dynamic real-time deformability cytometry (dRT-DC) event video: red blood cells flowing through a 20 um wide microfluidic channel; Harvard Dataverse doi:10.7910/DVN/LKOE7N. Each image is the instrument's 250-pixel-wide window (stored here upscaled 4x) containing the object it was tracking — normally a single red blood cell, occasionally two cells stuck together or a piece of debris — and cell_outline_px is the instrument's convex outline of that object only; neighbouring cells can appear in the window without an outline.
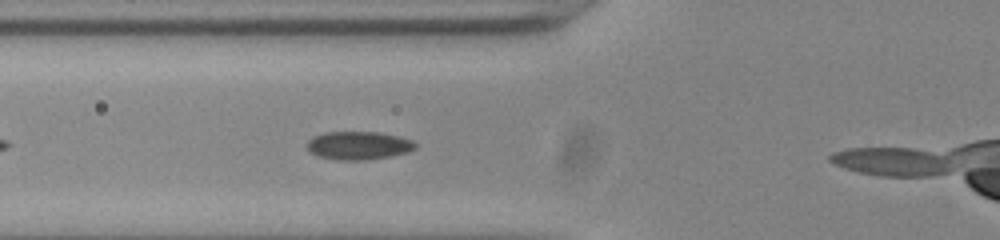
{"species": "common noctule bat (a hibernating species)", "species_latin": "Nyctalus noctula", "temperature_condition": "room temperature", "stored_images_in_passage": 30, "camera_frame_rate_fps": 3000, "um_per_image_px": 0.085, "animal": {"sex": "male", "body_mass_g": 20.0, "forearm_length_mm": 53.3}, "frame": {"image": 1, "passage_image": 4, "time_ms": 1.0, "image_size_px": [1000, 240], "cell_outline_px": [[416, 148], [408, 152], [388, 156], [360, 160], [336, 160], [320, 156], [312, 152], [304, 144], [312, 136], [324, 132], [380, 132], [412, 140], [416, 144]], "centroid_in_image_um": [30.44, 12.35], "position_along_channel_um": 95.4, "area_um2": 17.69}}
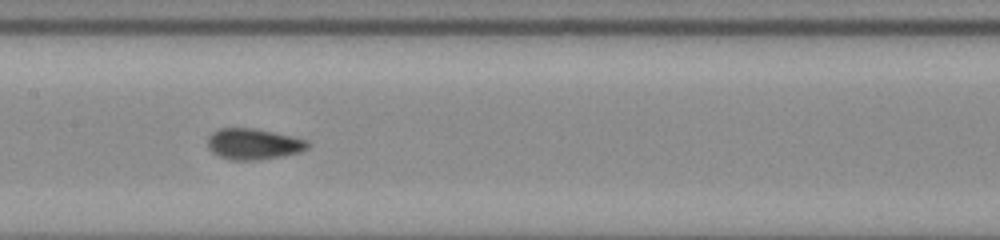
{"frame": {"image": 2, "passage_image": 11, "time_ms": 3.333, "image_size_px": [1000, 240], "cell_outline_px": [[308, 148], [300, 152], [284, 156], [260, 160], [228, 160], [212, 152], [208, 148], [208, 136], [212, 132], [220, 128], [252, 128], [292, 136], [308, 140]], "centroid_in_image_um": [21.54, 12.25], "position_along_channel_um": 185.9, "area_um2": 18.15}}
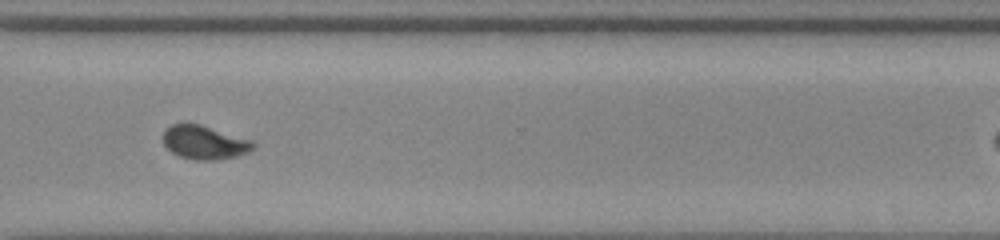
{"frame": {"image": 3, "passage_image": 24, "time_ms": 7.667, "image_size_px": [1000, 240], "cell_outline_px": [[256, 144], [248, 152], [236, 156], [216, 160], [196, 160], [180, 156], [172, 152], [164, 144], [164, 132], [172, 124], [200, 124], [252, 140]], "centroid_in_image_um": [17.4, 12.11], "position_along_channel_um": 353.2, "area_um2": 17.4}}